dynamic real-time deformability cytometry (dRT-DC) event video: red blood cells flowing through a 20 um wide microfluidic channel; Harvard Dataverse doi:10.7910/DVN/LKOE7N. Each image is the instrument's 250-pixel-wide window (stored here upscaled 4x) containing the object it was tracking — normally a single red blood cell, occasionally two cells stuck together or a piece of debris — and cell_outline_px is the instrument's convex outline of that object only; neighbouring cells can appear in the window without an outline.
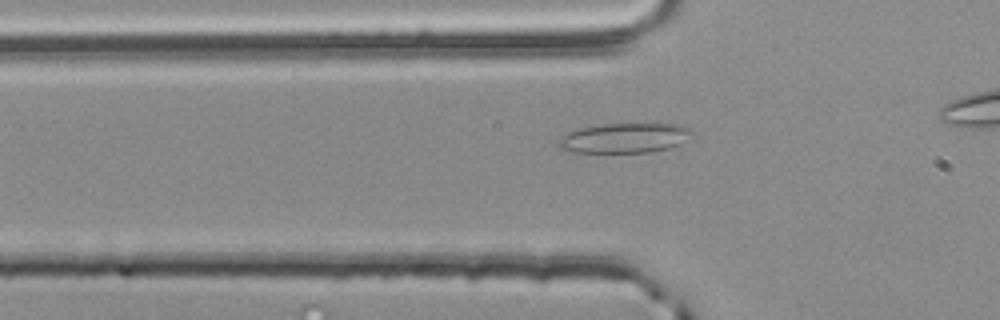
{"species": "common noctule bat (a hibernating species)", "species_latin": "Nyctalus noctula", "temperature_condition": "room temperature", "stored_images_in_passage": 39, "camera_frame_rate_fps": 3000, "um_per_image_px": 0.085, "animal": {"sex": "male", "body_mass_g": 20.4}, "frame": {"image": 1, "passage_image": 13, "time_ms": 4.0, "image_size_px": [1000, 320], "cell_outline_px": [[696, 136], [680, 144], [668, 148], [648, 152], [576, 152], [560, 148], [556, 144], [560, 136], [568, 132], [580, 128], [604, 124], [684, 124], [692, 128], [696, 132]], "centroid_in_image_um": [53.18, 11.72], "position_along_channel_um": 72.6, "area_um2": 23.52}}
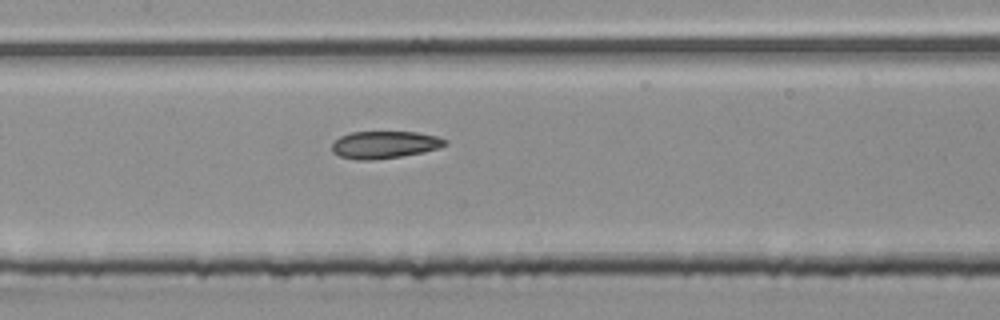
{"frame": {"image": 2, "passage_image": 21, "time_ms": 6.667, "image_size_px": [1000, 320], "cell_outline_px": [[448, 144], [440, 148], [400, 156], [372, 160], [356, 160], [340, 156], [332, 152], [332, 144], [340, 136], [352, 132], [416, 132], [436, 136], [448, 140]], "centroid_in_image_um": [32.69, 12.3], "position_along_channel_um": 174.7, "area_um2": 17.92}}
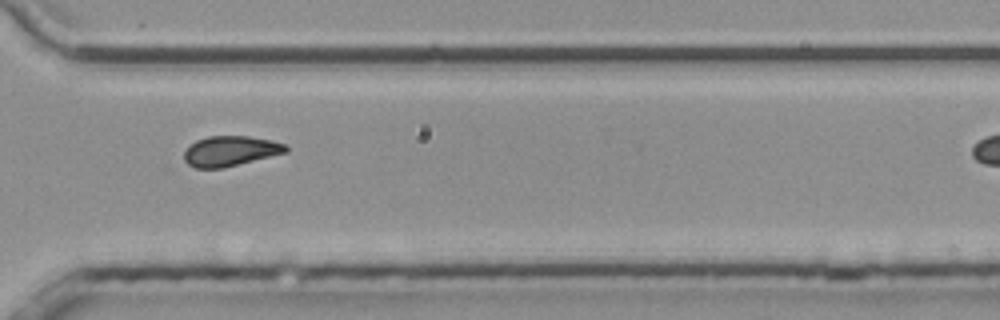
{"frame": {"image": 3, "passage_image": 35, "time_ms": 11.333, "image_size_px": [1000, 320], "cell_outline_px": [[288, 152], [224, 168], [196, 168], [188, 164], [184, 160], [184, 152], [196, 140], [208, 136], [248, 136], [272, 140], [284, 144], [288, 148]], "centroid_in_image_um": [19.59, 12.84], "position_along_channel_um": 351.0, "area_um2": 17.86}}